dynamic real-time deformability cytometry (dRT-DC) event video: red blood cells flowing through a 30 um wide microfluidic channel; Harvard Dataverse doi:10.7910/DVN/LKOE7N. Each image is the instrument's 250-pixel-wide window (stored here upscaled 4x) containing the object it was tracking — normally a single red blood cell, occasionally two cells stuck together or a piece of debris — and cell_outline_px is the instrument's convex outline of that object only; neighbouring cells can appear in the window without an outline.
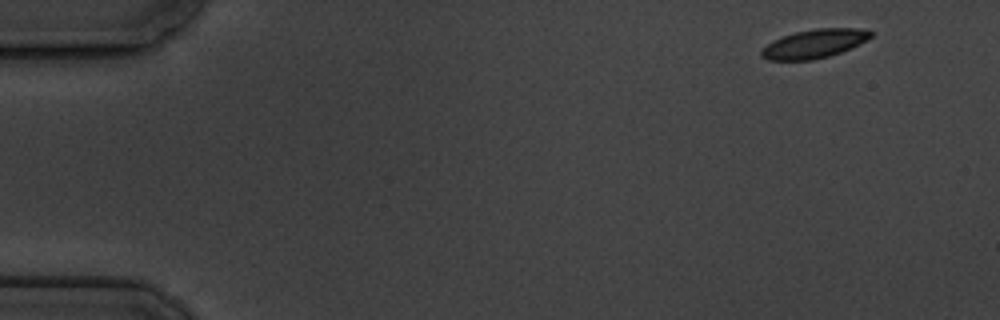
{"species": "common noctule bat (a hibernating species)", "species_latin": "Nyctalus noctula", "temperature_condition": "cold", "stored_images_in_passage": 4, "camera_frame_rate_fps": 3000, "um_per_image_px": 0.085, "animal": {"sex": "male", "body_mass_g": 19.5, "forearm_length_mm": 54.6}, "frame": {"image": 1, "passage_image": 1, "time_ms": 0.0, "image_size_px": [1000, 320], "cell_outline_px": [[872, 36], [868, 40], [860, 44], [840, 52], [828, 56], [812, 60], [768, 60], [760, 56], [760, 52], [772, 40], [796, 32], [816, 28], [860, 28], [872, 32]], "centroid_in_image_um": [69.22, 3.71], "position_along_channel_um": 15.8, "area_um2": 18.21}}